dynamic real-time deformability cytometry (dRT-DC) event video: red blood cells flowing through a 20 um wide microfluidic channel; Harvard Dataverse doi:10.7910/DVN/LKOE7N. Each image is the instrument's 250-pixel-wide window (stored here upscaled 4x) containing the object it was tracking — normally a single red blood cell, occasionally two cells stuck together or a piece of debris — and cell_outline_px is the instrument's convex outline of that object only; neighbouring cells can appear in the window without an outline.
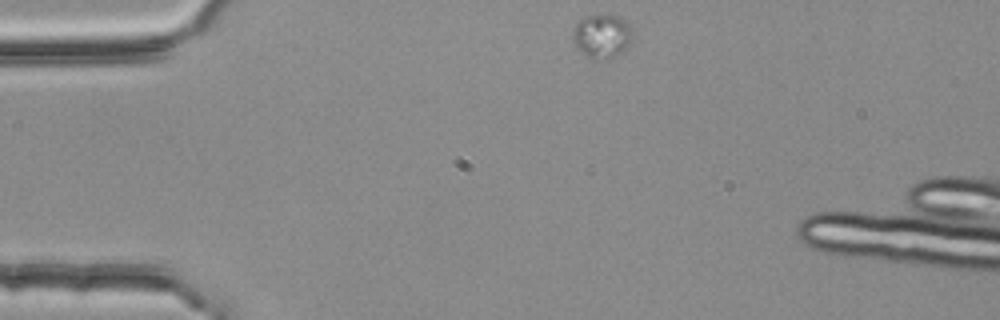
{"species": "common noctule bat (a hibernating species)", "species_latin": "Nyctalus noctula", "temperature_condition": "room temperature", "stored_images_in_passage": 3, "camera_frame_rate_fps": 3000, "um_per_image_px": 0.085, "animal": {"sex": "female", "body_mass_g": 25.1}, "frame": {"image": 1, "passage_image": 1, "time_ms": 0.0, "image_size_px": [1000, 320], "cell_outline_px": [[632, 36], [624, 48], [608, 60], [596, 60], [580, 52], [576, 48], [572, 40], [572, 28], [580, 20], [588, 16], [620, 16], [632, 24]], "centroid_in_image_um": [51.14, 3.07], "position_along_channel_um": 33.9, "area_um2": 15.2}}